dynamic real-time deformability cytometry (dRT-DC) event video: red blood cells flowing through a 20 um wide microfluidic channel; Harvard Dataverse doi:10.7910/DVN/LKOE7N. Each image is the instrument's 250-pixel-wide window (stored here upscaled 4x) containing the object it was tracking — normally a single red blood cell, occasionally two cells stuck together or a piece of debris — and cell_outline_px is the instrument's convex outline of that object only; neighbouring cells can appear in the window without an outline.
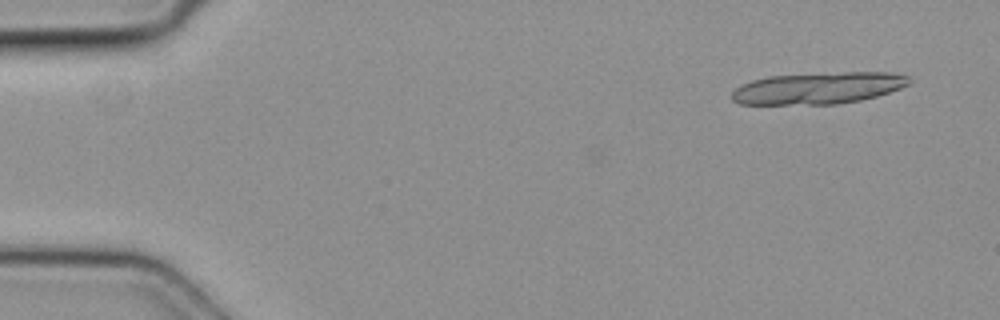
{"species": "common noctule bat (a hibernating species)", "species_latin": "Nyctalus noctula", "temperature_condition": "cold", "stored_images_in_passage": 3, "camera_frame_rate_fps": 3000, "um_per_image_px": 0.085, "animal": {"sex": "female", "body_mass_g": 19.3, "forearm_length_mm": 54.1}, "frame": {"image": 1, "passage_image": 1, "time_ms": 0.0, "image_size_px": [1000, 320], "cell_outline_px": [[912, 80], [908, 84], [900, 88], [876, 96], [860, 100], [836, 104], [740, 104], [732, 100], [732, 92], [736, 88], [752, 80], [768, 76], [844, 72], [888, 72], [908, 76]], "centroid_in_image_um": [69.55, 7.49], "position_along_channel_um": 15.4, "area_um2": 32.54}}